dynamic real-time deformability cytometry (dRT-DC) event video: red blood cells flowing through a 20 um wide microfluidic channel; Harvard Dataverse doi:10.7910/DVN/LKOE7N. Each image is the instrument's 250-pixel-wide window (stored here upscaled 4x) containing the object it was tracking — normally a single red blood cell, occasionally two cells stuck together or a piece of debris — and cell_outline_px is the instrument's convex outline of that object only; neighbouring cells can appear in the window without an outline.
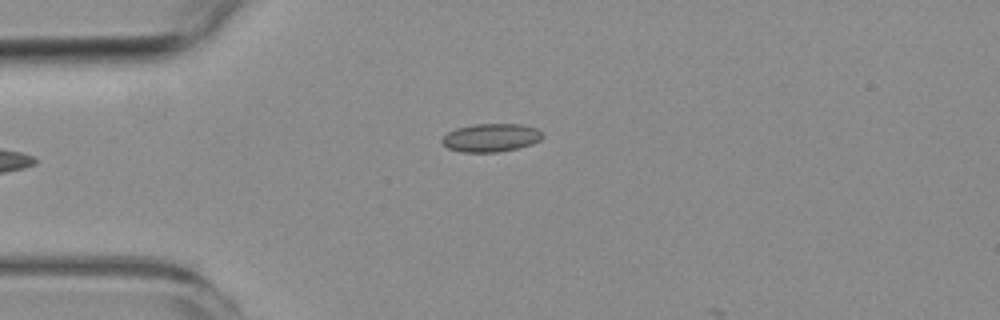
{"species": "common noctule bat (a hibernating species)", "species_latin": "Nyctalus noctula", "temperature_condition": "room temperature", "stored_images_in_passage": 5, "camera_frame_rate_fps": 3000, "um_per_image_px": 0.085, "animal": {"sex": "female", "body_mass_g": 19.3, "forearm_length_mm": 54.1}, "frame": {"image": 1, "passage_image": 3, "time_ms": 3.667, "image_size_px": [1000, 320], "cell_outline_px": [[544, 136], [540, 140], [532, 144], [520, 148], [500, 152], [460, 152], [448, 148], [440, 140], [448, 132], [456, 128], [476, 124], [524, 124], [536, 128], [544, 132]], "centroid_in_image_um": [41.78, 11.7], "position_along_channel_um": 43.2, "area_um2": 16.76}}
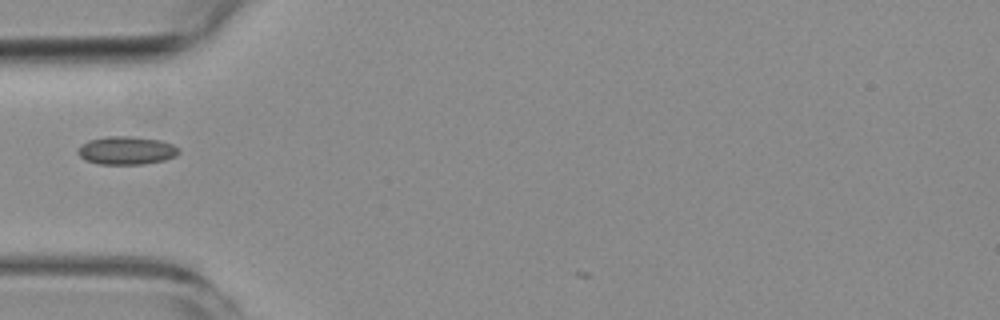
{"frame": {"image": 2, "passage_image": 4, "time_ms": 5.0, "image_size_px": [1000, 320], "cell_outline_px": [[180, 152], [176, 156], [164, 160], [144, 164], [100, 164], [84, 160], [76, 152], [88, 140], [108, 136], [128, 136], [160, 140], [172, 144], [180, 148]], "centroid_in_image_um": [10.77, 12.79], "position_along_channel_um": 74.2, "area_um2": 16.53}}
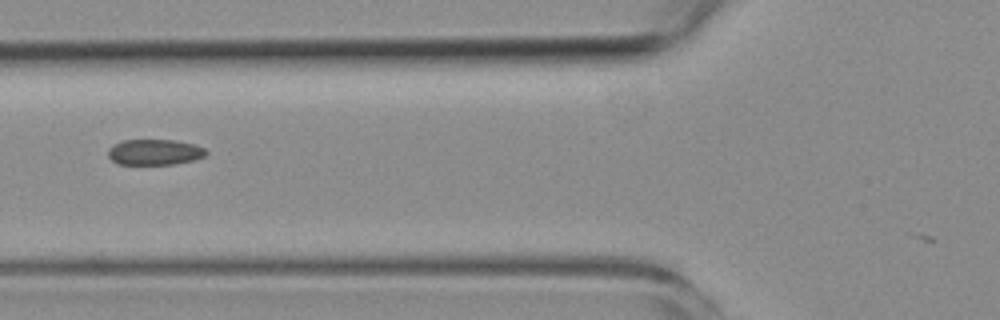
{"frame": {"image": 3, "passage_image": 5, "time_ms": 6.0, "image_size_px": [1000, 320], "cell_outline_px": [[208, 152], [204, 156], [192, 160], [172, 164], [120, 164], [112, 160], [108, 156], [108, 148], [112, 144], [124, 140], [176, 140], [192, 144], [204, 148]], "centroid_in_image_um": [13.11, 12.92], "position_along_channel_um": 112.7, "area_um2": 14.57}}